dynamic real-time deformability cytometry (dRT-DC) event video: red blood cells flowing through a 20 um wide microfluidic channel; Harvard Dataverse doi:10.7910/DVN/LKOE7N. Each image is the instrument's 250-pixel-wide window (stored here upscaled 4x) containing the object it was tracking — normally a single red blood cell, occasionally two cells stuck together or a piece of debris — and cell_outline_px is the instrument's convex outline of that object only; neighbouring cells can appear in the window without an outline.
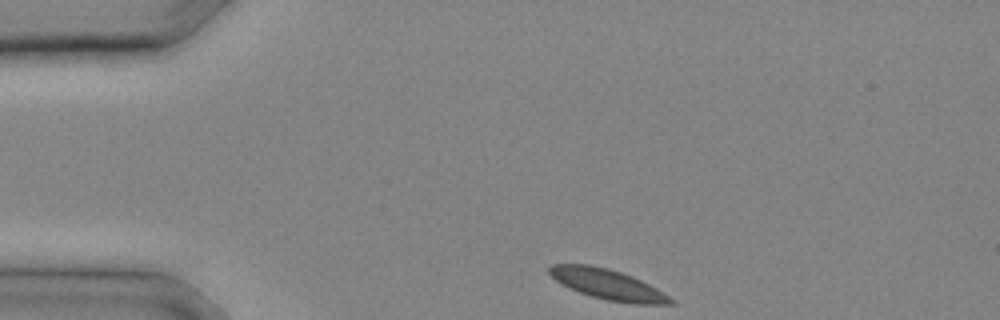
{"species": "common noctule bat (a hibernating species)", "species_latin": "Nyctalus noctula", "temperature_condition": "cold", "stored_images_in_passage": 12, "camera_frame_rate_fps": 3000, "um_per_image_px": 0.085, "animal": {"sex": "male", "body_mass_g": 20.4}, "frame": {"image": 1, "passage_image": 1, "time_ms": 0.0, "image_size_px": [1000, 320], "cell_outline_px": [[676, 304], [632, 304], [608, 300], [592, 296], [580, 292], [556, 280], [548, 272], [548, 268], [552, 264], [588, 264], [608, 268], [632, 276], [664, 292], [676, 300]], "centroid_in_image_um": [51.72, 24.18], "position_along_channel_um": 33.3, "area_um2": 21.21}}
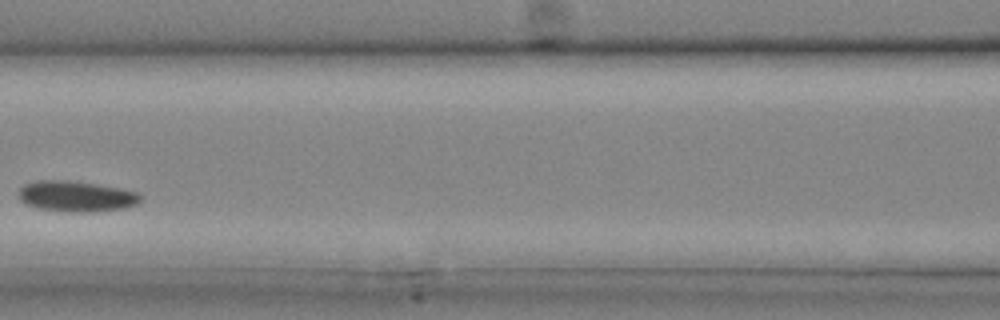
{"frame": {"image": 2, "passage_image": 8, "time_ms": 2.333, "image_size_px": [1000, 320], "cell_outline_px": [[144, 200], [136, 204], [124, 208], [96, 212], [68, 212], [36, 208], [24, 204], [20, 200], [20, 188], [24, 184], [36, 180], [68, 180], [96, 184], [120, 188], [136, 192]], "centroid_in_image_um": [6.47, 16.69], "position_along_channel_um": 160.1, "area_um2": 22.02}}
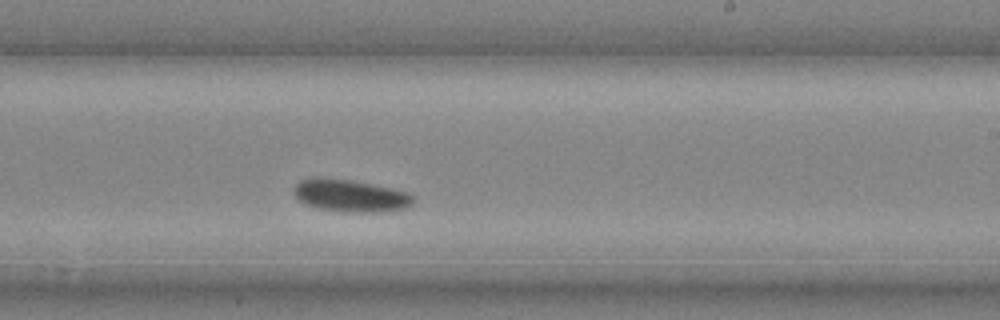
{"frame": {"image": 3, "passage_image": 12, "time_ms": 3.667, "image_size_px": [1000, 320], "cell_outline_px": [[416, 200], [412, 204], [404, 208], [392, 212], [344, 212], [316, 208], [300, 200], [296, 196], [296, 184], [300, 180], [352, 180], [372, 184], [408, 192]], "centroid_in_image_um": [29.91, 16.68], "position_along_channel_um": 259.1, "area_um2": 21.85}}